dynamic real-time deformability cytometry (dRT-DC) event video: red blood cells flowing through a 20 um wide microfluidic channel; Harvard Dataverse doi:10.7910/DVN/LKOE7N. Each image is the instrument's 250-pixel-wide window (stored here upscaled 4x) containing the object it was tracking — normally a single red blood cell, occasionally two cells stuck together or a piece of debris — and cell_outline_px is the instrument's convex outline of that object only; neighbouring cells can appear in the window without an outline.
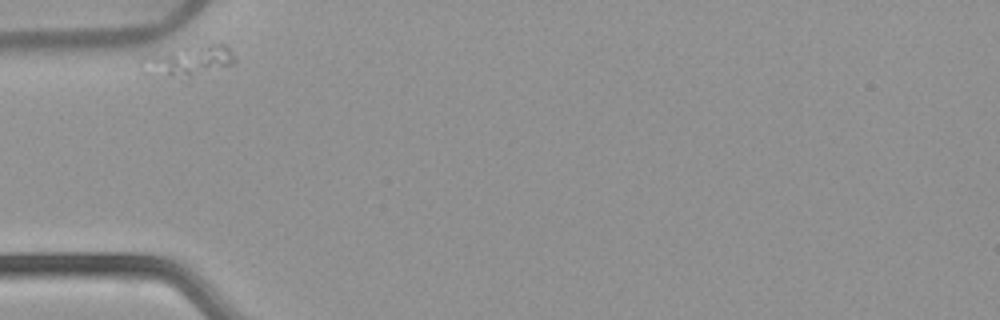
{"species": "common noctule bat (a hibernating species)", "species_latin": "Nyctalus noctula", "temperature_condition": "warm", "stored_images_in_passage": 34, "camera_frame_rate_fps": 3000, "um_per_image_px": 0.085, "animal": {"sex": "female", "body_mass_g": 22.7, "forearm_length_mm": 54.2}, "frame": {"image": 1, "passage_image": 1, "time_ms": 0.0, "image_size_px": [1000, 320], "cell_outline_px": [[236, 60], [232, 64], [188, 80], [144, 76], [140, 60], [144, 56], [184, 48], [208, 44], [224, 44], [232, 52]], "centroid_in_image_um": [15.94, 5.26], "position_along_channel_um": 69.1, "area_um2": 17.28}}
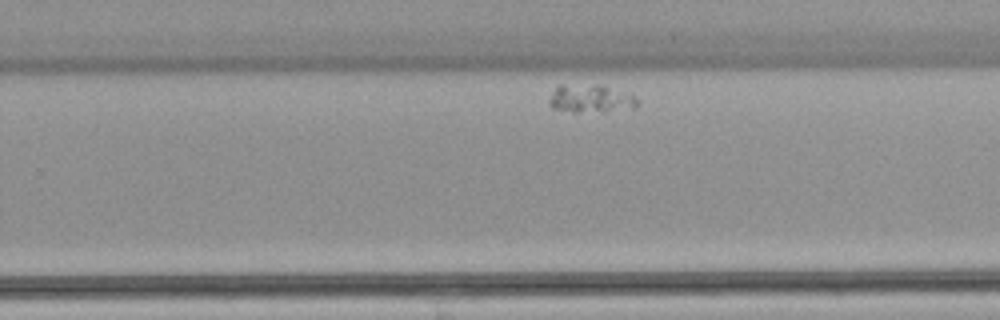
{"frame": {"image": 2, "passage_image": 24, "time_ms": 7.667, "image_size_px": [1000, 320], "cell_outline_px": [[640, 104], [636, 108], [604, 112], [572, 112], [552, 108], [548, 104], [548, 100], [552, 92], [560, 84], [604, 84], [632, 96]], "centroid_in_image_um": [50.18, 8.38], "position_along_channel_um": 279.6, "area_um2": 14.8}}
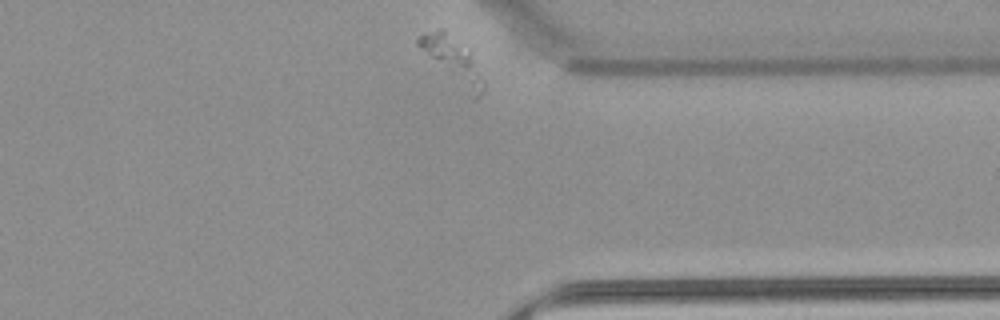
{"frame": {"image": 3, "passage_image": 34, "time_ms": 11.0, "image_size_px": [1000, 320], "cell_outline_px": [[476, 72], [452, 76], [416, 44], [416, 40], [424, 32], [436, 28], [444, 28], [468, 52], [472, 60]], "centroid_in_image_um": [37.93, 4.39], "position_along_channel_um": 373.5, "area_um2": 11.68}}